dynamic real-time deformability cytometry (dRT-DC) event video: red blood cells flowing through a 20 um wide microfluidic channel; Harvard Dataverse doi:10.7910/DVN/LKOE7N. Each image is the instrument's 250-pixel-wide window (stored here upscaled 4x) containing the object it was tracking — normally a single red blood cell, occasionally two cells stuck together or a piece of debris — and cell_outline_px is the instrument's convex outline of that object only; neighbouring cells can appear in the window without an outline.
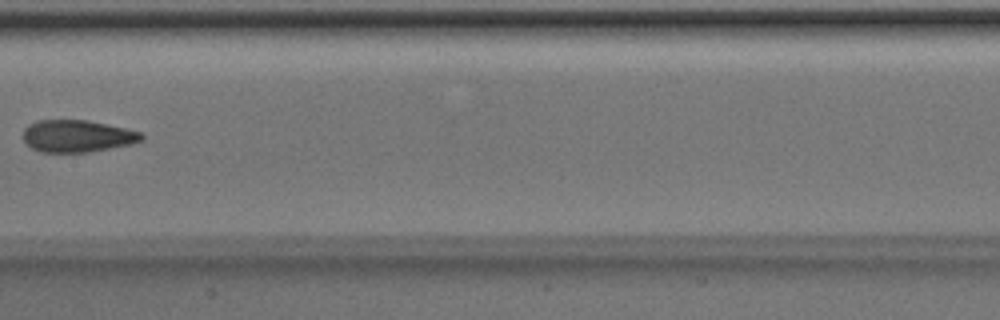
{"species": "Egyptian fruit bat (a non-hibernating species)", "species_latin": "Rousettus aegyptiacus", "temperature_condition": "room temperature", "stored_images_in_passage": 9, "camera_frame_rate_fps": 3000, "um_per_image_px": 0.085, "animal": {"sex": "male"}, "frame": {"image": 1, "passage_image": 7, "time_ms": 2.0, "image_size_px": [1000, 320], "cell_outline_px": [[144, 140], [132, 144], [88, 152], [40, 152], [32, 148], [24, 140], [24, 128], [28, 124], [36, 120], [88, 120], [144, 132]], "centroid_in_image_um": [6.6, 11.56], "position_along_channel_um": 200.8, "area_um2": 22.31}}
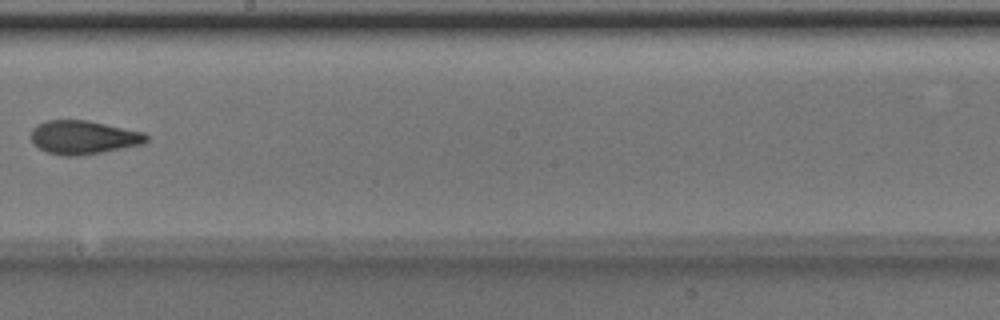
{"frame": {"image": 2, "passage_image": 8, "time_ms": 2.333, "image_size_px": [1000, 320], "cell_outline_px": [[148, 140], [144, 144], [100, 152], [76, 156], [60, 156], [44, 152], [32, 140], [32, 128], [36, 124], [48, 120], [88, 120], [144, 132], [148, 136]], "centroid_in_image_um": [7.09, 11.67], "position_along_channel_um": 241.1, "area_um2": 22.6}}
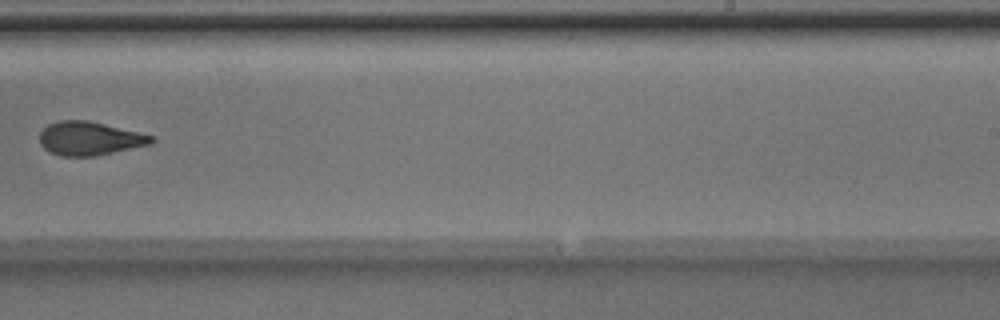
{"frame": {"image": 3, "passage_image": 9, "time_ms": 2.667, "image_size_px": [1000, 320], "cell_outline_px": [[152, 144], [96, 156], [60, 156], [48, 152], [40, 144], [40, 132], [48, 124], [60, 120], [88, 120], [152, 136]], "centroid_in_image_um": [7.55, 11.78], "position_along_channel_um": 281.4, "area_um2": 21.73}}